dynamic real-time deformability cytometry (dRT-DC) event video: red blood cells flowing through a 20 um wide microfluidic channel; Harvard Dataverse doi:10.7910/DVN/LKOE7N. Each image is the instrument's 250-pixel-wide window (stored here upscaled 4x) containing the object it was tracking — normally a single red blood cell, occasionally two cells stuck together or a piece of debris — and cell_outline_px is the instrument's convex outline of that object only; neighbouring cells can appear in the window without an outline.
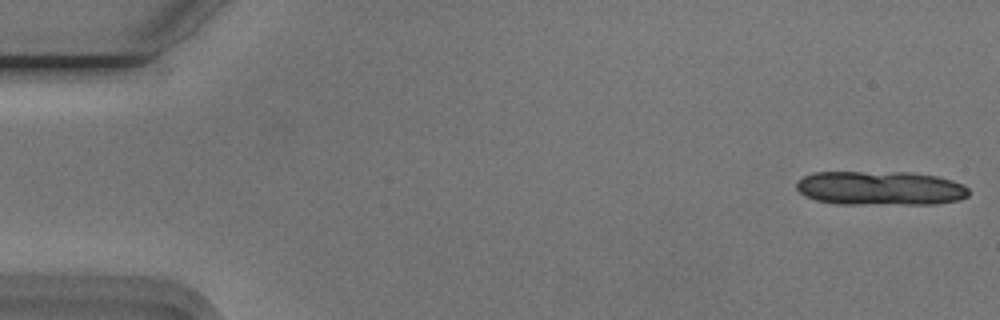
{"species": "Egyptian fruit bat (a non-hibernating species)", "species_latin": "Rousettus aegyptiacus", "temperature_condition": "cold", "stored_images_in_passage": 13, "camera_frame_rate_fps": 3000, "um_per_image_px": 0.085, "animal": {"sex": "male"}, "frame": {"image": 1, "passage_image": 1, "time_ms": 0.0, "image_size_px": [1000, 320], "cell_outline_px": [[968, 196], [960, 200], [936, 204], [836, 204], [816, 200], [804, 196], [796, 188], [796, 180], [812, 172], [908, 172], [936, 176], [952, 180], [968, 188]], "centroid_in_image_um": [74.79, 16.0], "position_along_channel_um": 10.2, "area_um2": 34.62}}